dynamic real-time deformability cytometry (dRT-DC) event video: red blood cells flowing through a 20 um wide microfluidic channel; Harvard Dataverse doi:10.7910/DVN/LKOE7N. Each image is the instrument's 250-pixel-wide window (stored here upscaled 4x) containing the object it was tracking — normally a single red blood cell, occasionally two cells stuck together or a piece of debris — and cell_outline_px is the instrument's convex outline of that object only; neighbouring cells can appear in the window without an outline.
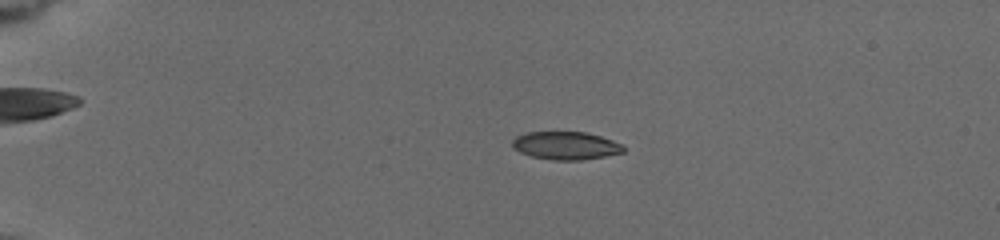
{"species": "common noctule bat (a hibernating species)", "species_latin": "Nyctalus noctula", "temperature_condition": "cold", "stored_images_in_passage": 14, "camera_frame_rate_fps": 3000, "um_per_image_px": 0.085, "animal": {"sex": "female", "body_mass_g": 19.5, "forearm_length_mm": 54.1}, "frame": {"image": 1, "passage_image": 10, "time_ms": 3.667, "image_size_px": [1000, 240], "cell_outline_px": [[624, 152], [604, 156], [580, 160], [552, 160], [532, 156], [520, 152], [512, 148], [512, 140], [516, 136], [528, 132], [584, 132], [600, 136], [624, 144]], "centroid_in_image_um": [48.08, 12.37], "position_along_channel_um": 36.9, "area_um2": 18.09}}
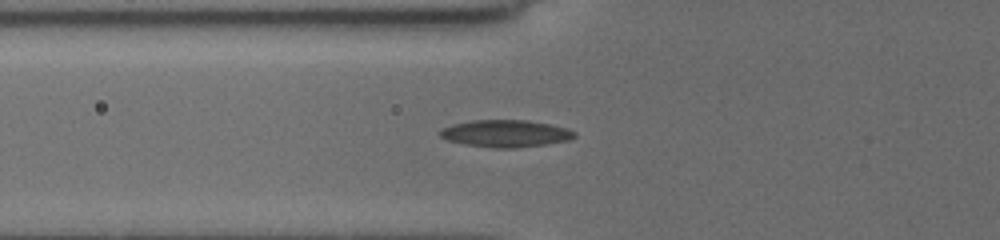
{"frame": {"image": 2, "passage_image": 14, "time_ms": 6.667, "image_size_px": [1000, 240], "cell_outline_px": [[576, 136], [568, 140], [548, 144], [516, 148], [492, 148], [464, 144], [448, 140], [440, 136], [436, 132], [440, 128], [452, 124], [472, 120], [528, 120], [568, 128], [576, 132]], "centroid_in_image_um": [42.95, 11.35], "position_along_channel_um": 82.9, "area_um2": 21.5}}